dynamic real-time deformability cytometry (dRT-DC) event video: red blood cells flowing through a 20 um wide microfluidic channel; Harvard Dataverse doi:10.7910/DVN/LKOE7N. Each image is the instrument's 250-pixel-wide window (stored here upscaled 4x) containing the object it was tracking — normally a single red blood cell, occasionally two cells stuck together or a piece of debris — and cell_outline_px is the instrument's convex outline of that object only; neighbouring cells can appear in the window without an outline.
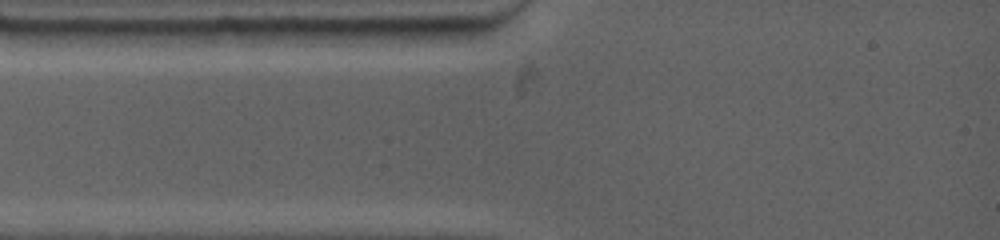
{"species": "common noctule bat (a hibernating species)", "species_latin": "Nyctalus noctula", "temperature_condition": "warm", "stored_images_in_passage": 3, "camera_frame_rate_fps": 4500, "um_per_image_px": 0.085, "animal": {"sex": "female", "body_mass_g": 19.0, "forearm_length_mm": 53.3}, "frame": {"image": 1, "passage_image": 1, "time_ms": 0.0, "image_size_px": [1000, 240], "cell_outline_px": [[472, 28], [468, 36], [444, 44], [416, 48], [360, 44], [352, 32], [352, 28]], "centroid_in_image_um": [34.77, 3.09], "position_along_channel_um": 50.2, "area_um2": 13.7}}